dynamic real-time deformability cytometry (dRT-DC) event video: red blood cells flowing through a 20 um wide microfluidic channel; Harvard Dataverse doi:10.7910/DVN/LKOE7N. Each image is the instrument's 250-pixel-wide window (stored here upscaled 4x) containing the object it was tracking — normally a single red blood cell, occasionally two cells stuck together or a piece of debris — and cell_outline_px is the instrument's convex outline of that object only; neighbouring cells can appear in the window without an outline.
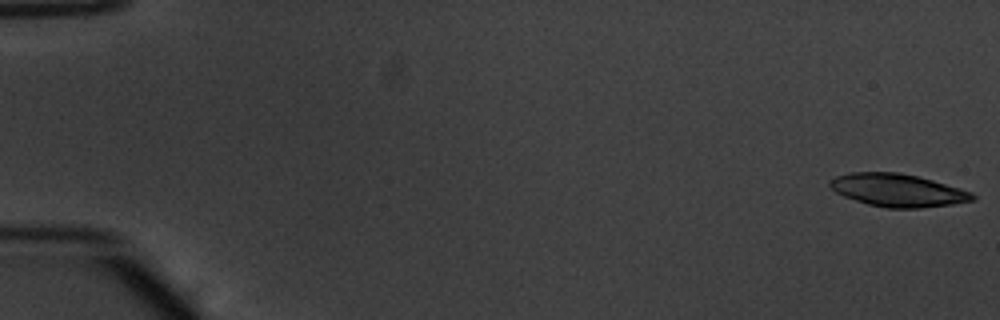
{"species": "common noctule bat (a hibernating species)", "species_latin": "Nyctalus noctula", "temperature_condition": "warm", "stored_images_in_passage": 19, "camera_frame_rate_fps": 3000, "um_per_image_px": 0.085, "animal": {"sex": "male", "body_mass_g": 20.1, "forearm_length_mm": 53.5}, "frame": {"image": 1, "passage_image": 1, "time_ms": 0.0, "image_size_px": [1000, 320], "cell_outline_px": [[976, 200], [952, 204], [920, 208], [888, 208], [868, 204], [844, 196], [836, 192], [828, 184], [828, 180], [836, 176], [852, 172], [896, 172], [916, 176], [932, 180], [960, 188], [972, 192], [976, 196]], "centroid_in_image_um": [76.31, 16.17], "position_along_channel_um": 8.7, "area_um2": 27.17}}
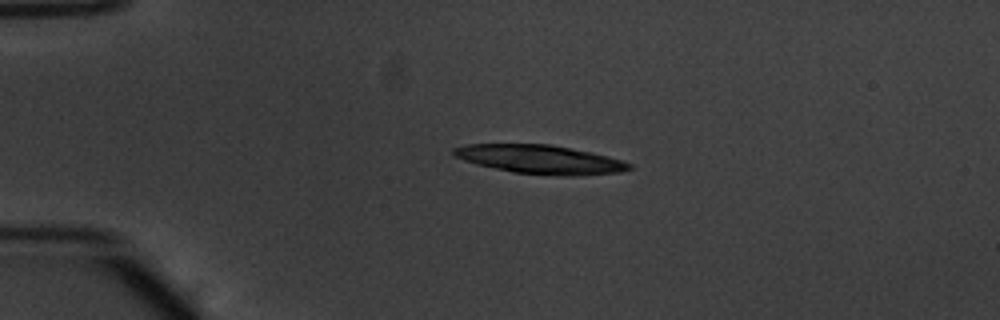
{"frame": {"image": 2, "passage_image": 13, "time_ms": 4.0, "image_size_px": [1000, 320], "cell_outline_px": [[632, 168], [620, 172], [572, 176], [560, 176], [512, 172], [476, 164], [464, 160], [456, 156], [452, 152], [452, 148], [464, 144], [548, 144], [572, 148], [592, 152], [608, 156], [632, 164]], "centroid_in_image_um": [45.9, 13.54], "position_along_channel_um": 39.1, "area_um2": 29.42}}